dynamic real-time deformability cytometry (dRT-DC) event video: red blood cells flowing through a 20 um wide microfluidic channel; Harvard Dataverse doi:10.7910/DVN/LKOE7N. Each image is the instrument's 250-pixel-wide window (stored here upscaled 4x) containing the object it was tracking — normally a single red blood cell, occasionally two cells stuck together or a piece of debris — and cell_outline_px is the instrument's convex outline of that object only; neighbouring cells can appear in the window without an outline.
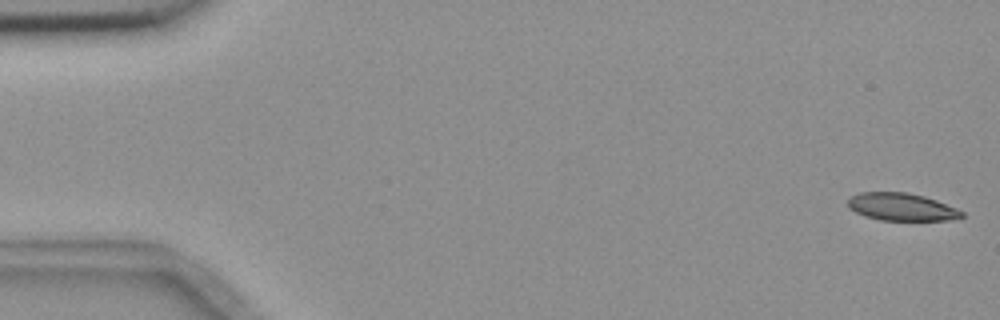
{"species": "common noctule bat (a hibernating species)", "species_latin": "Nyctalus noctula", "temperature_condition": "room temperature", "stored_images_in_passage": 5, "camera_frame_rate_fps": 3000, "um_per_image_px": 0.085, "animal": {"sex": "female", "body_mass_g": 18.4}, "frame": {"image": 1, "passage_image": 1, "time_ms": 0.0, "image_size_px": [1000, 320], "cell_outline_px": [[964, 216], [948, 220], [880, 220], [864, 216], [848, 208], [848, 200], [852, 196], [860, 192], [908, 192], [924, 196], [936, 200], [956, 208], [964, 212]], "centroid_in_image_um": [76.62, 17.58], "position_along_channel_um": 8.4, "area_um2": 18.26}}
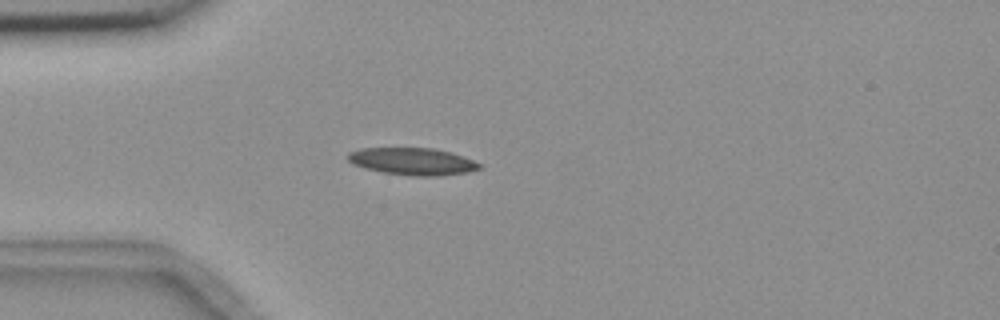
{"frame": {"image": 2, "passage_image": 5, "time_ms": 4.667, "image_size_px": [1000, 320], "cell_outline_px": [[480, 168], [468, 172], [440, 176], [416, 176], [384, 172], [364, 168], [352, 164], [348, 160], [348, 152], [360, 148], [432, 148], [452, 152], [472, 160], [480, 164]], "centroid_in_image_um": [35.04, 13.71], "position_along_channel_um": 50.0, "area_um2": 20.75}}